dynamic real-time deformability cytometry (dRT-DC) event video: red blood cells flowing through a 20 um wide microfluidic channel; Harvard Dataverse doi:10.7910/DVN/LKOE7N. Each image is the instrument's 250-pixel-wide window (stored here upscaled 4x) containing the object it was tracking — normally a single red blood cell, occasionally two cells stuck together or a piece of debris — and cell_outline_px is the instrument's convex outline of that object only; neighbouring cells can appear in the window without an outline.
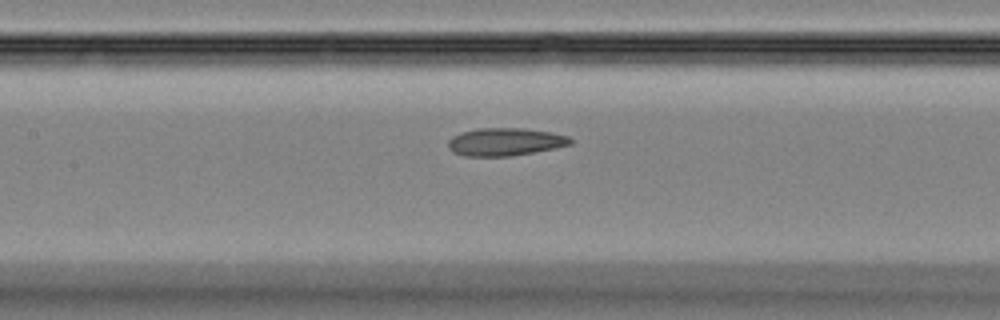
{"species": "Egyptian fruit bat (a non-hibernating species)", "species_latin": "Rousettus aegyptiacus", "temperature_condition": "room temperature", "stored_images_in_passage": 31, "camera_frame_rate_fps": 3000, "um_per_image_px": 0.085, "animal": {"sex": "female"}, "frame": {"image": 1, "passage_image": 7, "time_ms": 2.0, "image_size_px": [1000, 320], "cell_outline_px": [[572, 144], [512, 156], [464, 156], [452, 152], [448, 148], [448, 140], [452, 136], [460, 132], [480, 128], [524, 128], [552, 132], [568, 136], [572, 140]], "centroid_in_image_um": [42.89, 12.05], "position_along_channel_um": 164.5, "area_um2": 19.83}}
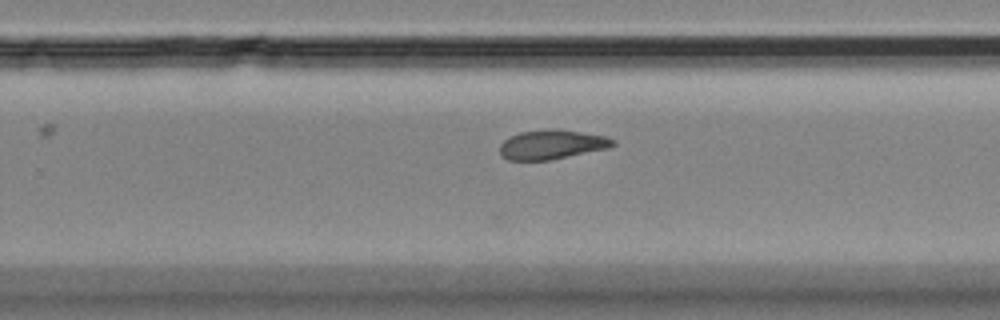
{"frame": {"image": 2, "passage_image": 15, "time_ms": 4.667, "image_size_px": [1000, 320], "cell_outline_px": [[616, 144], [608, 148], [548, 160], [508, 160], [500, 156], [500, 144], [508, 136], [520, 132], [552, 128], [556, 128], [608, 136], [616, 140]], "centroid_in_image_um": [46.9, 12.27], "position_along_channel_um": 282.9, "area_um2": 19.54}}
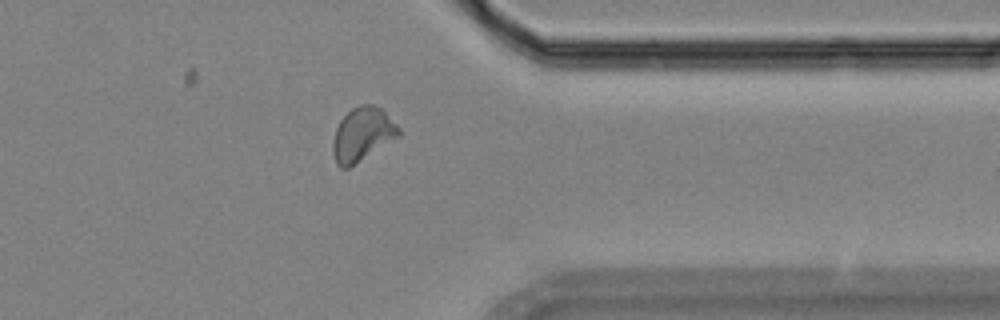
{"frame": {"image": 3, "passage_image": 22, "time_ms": 7.0, "image_size_px": [1000, 320], "cell_outline_px": [[400, 136], [348, 168], [340, 168], [336, 164], [332, 152], [332, 140], [336, 128], [340, 120], [352, 108], [360, 104], [372, 104], [380, 108], [400, 128]], "centroid_in_image_um": [30.78, 11.43], "position_along_channel_um": 380.6, "area_um2": 20.52}}